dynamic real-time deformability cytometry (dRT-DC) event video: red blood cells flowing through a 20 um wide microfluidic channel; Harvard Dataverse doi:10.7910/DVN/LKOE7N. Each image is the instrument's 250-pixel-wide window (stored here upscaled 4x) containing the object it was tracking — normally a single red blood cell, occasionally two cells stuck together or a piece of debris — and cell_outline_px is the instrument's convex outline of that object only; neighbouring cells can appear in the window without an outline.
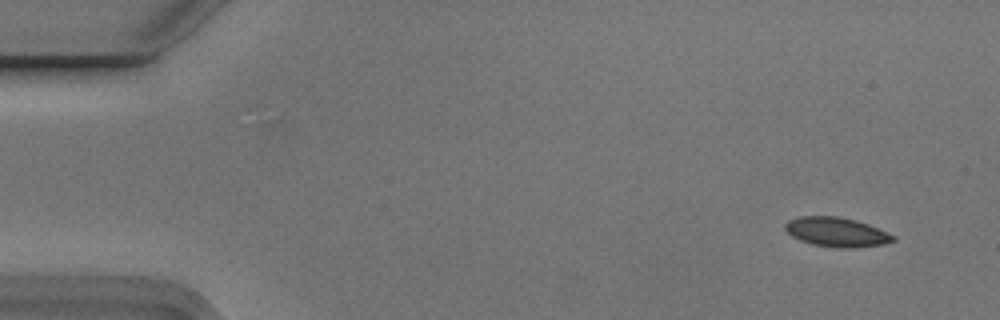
{"species": "Egyptian fruit bat (a non-hibernating species)", "species_latin": "Rousettus aegyptiacus", "temperature_condition": "cold", "stored_images_in_passage": 5, "camera_frame_rate_fps": 3000, "um_per_image_px": 0.085, "animal": {"sex": "male"}, "frame": {"image": 1, "passage_image": 1, "time_ms": 0.0, "image_size_px": [1000, 320], "cell_outline_px": [[896, 240], [884, 244], [856, 248], [840, 248], [812, 244], [800, 240], [792, 236], [784, 228], [784, 224], [788, 220], [800, 216], [836, 216], [856, 220], [868, 224], [896, 236]], "centroid_in_image_um": [71.12, 19.73], "position_along_channel_um": 13.9, "area_um2": 18.55}}
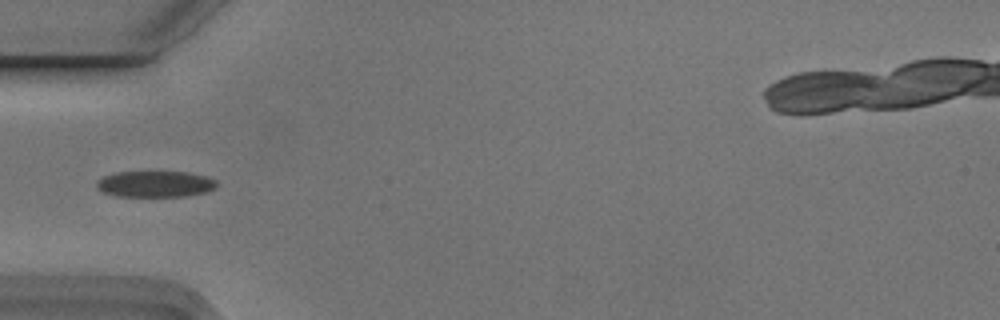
{"frame": {"image": 2, "passage_image": 5, "time_ms": 1.333, "image_size_px": [1000, 320], "cell_outline_px": [[216, 188], [208, 192], [188, 196], [116, 196], [104, 192], [96, 188], [96, 180], [104, 176], [116, 172], [188, 172], [208, 176], [216, 180]], "centroid_in_image_um": [13.22, 15.64], "position_along_channel_um": 71.8, "area_um2": 18.5}}